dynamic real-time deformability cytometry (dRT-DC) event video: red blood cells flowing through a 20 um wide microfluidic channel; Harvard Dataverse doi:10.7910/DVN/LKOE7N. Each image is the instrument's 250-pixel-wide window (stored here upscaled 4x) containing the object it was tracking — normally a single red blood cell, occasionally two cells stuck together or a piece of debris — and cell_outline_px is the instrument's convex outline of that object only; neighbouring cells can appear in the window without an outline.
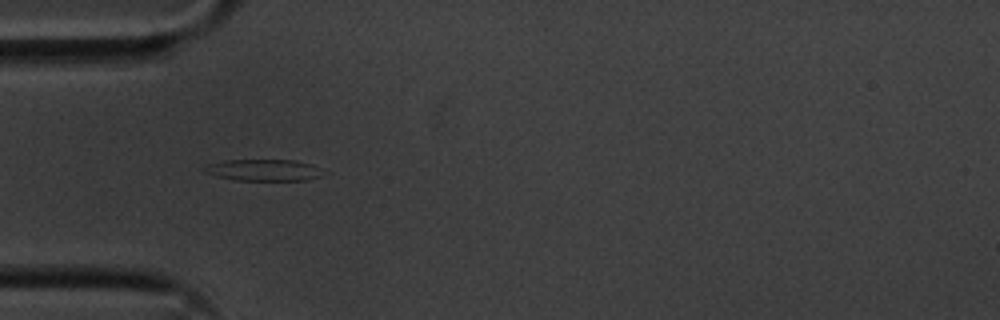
{"species": "common noctule bat (a hibernating species)", "species_latin": "Nyctalus noctula", "temperature_condition": "cold", "stored_images_in_passage": 40, "camera_frame_rate_fps": 3000, "um_per_image_px": 0.085, "animal": {"sex": "male", "body_mass_g": 20.1, "forearm_length_mm": 53.5}, "frame": {"image": 1, "passage_image": 1, "time_ms": 0.0, "image_size_px": [1000, 320], "cell_outline_px": [[320, 176], [308, 180], [236, 180], [216, 176], [204, 172], [204, 168], [208, 164], [224, 160], [292, 160], [312, 164]], "centroid_in_image_um": [22.31, 14.45], "position_along_channel_um": 62.7, "area_um2": 14.51}}
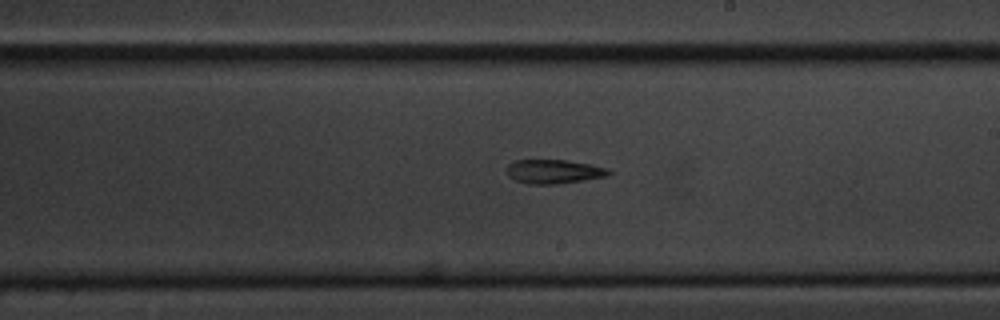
{"frame": {"image": 2, "passage_image": 16, "time_ms": 5.0, "image_size_px": [1000, 320], "cell_outline_px": [[612, 172], [608, 176], [556, 184], [528, 184], [516, 180], [508, 176], [508, 164], [516, 160], [564, 160], [592, 164], [608, 168]], "centroid_in_image_um": [47.1, 14.58], "position_along_channel_um": 241.9, "area_um2": 14.22}}
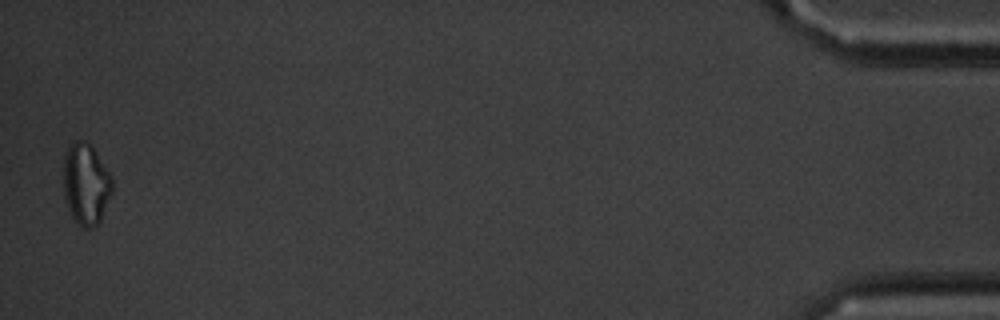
{"frame": {"image": 3, "passage_image": 39, "time_ms": 12.667, "image_size_px": [1000, 320], "cell_outline_px": [[112, 192], [100, 220], [92, 228], [84, 228], [72, 216], [68, 208], [64, 196], [64, 152], [68, 144], [72, 140], [84, 140], [96, 152], [112, 176]], "centroid_in_image_um": [7.29, 15.6], "position_along_channel_um": 427.9, "area_um2": 23.06}}